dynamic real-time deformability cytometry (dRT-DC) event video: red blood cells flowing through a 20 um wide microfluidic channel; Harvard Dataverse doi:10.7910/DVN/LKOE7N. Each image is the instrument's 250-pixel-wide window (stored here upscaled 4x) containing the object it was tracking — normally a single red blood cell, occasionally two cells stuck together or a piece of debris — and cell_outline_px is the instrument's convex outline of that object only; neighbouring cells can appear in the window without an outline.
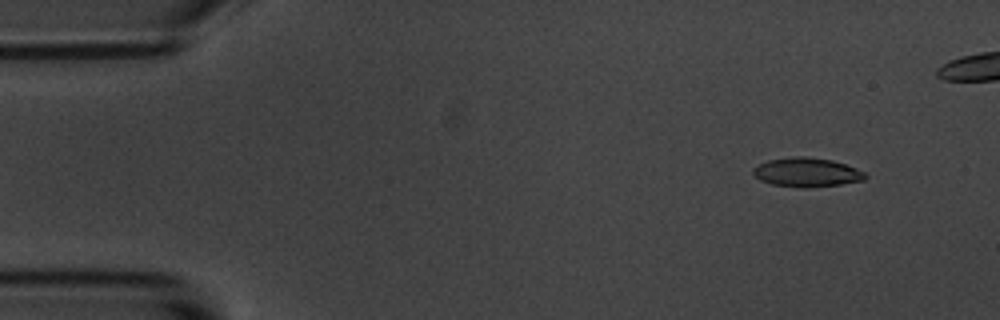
{"species": "common noctule bat (a hibernating species)", "species_latin": "Nyctalus noctula", "temperature_condition": "room temperature", "stored_images_in_passage": 5, "segment_of_instrument_passage": [2, 2], "camera_frame_rate_fps": 3000, "um_per_image_px": 0.085, "animal": {"sex": "male", "body_mass_g": 20.1, "forearm_length_mm": 53.5}, "frame": {"image": 1, "passage_image": 5, "time_ms": 5.333, "image_size_px": [1000, 320], "cell_outline_px": [[868, 176], [864, 180], [840, 184], [804, 188], [800, 188], [772, 184], [760, 180], [752, 172], [752, 168], [768, 160], [792, 156], [804, 156], [832, 160], [856, 168], [864, 172]], "centroid_in_image_um": [68.56, 14.64], "position_along_channel_um": 16.4, "area_um2": 18.96}}